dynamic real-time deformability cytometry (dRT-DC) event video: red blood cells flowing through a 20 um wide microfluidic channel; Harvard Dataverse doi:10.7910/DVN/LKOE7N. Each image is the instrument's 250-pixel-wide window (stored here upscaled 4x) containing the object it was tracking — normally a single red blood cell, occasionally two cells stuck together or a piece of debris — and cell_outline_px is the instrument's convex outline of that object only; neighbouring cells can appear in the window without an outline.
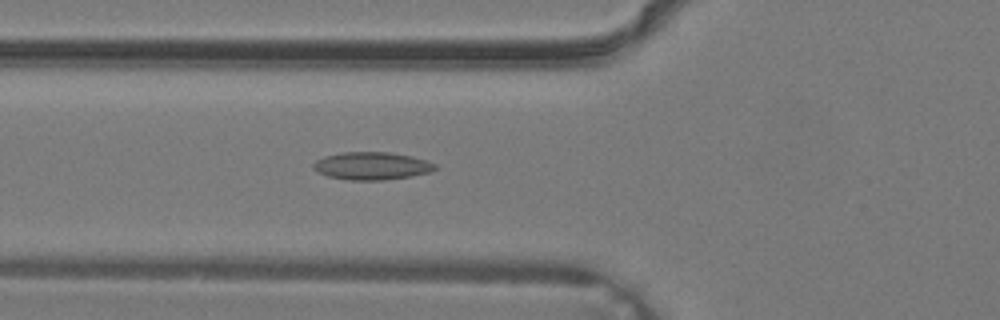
{"species": "common noctule bat (a hibernating species)", "species_latin": "Nyctalus noctula", "temperature_condition": "warm", "stored_images_in_passage": 37, "camera_frame_rate_fps": 3000, "um_per_image_px": 0.085, "animal": {"sex": "male", "body_mass_g": 19.2, "forearm_length_mm": 51.8}, "frame": {"image": 1, "passage_image": 14, "time_ms": 4.333, "image_size_px": [1000, 320], "cell_outline_px": [[440, 168], [432, 172], [412, 176], [384, 180], [348, 180], [328, 176], [316, 172], [312, 168], [312, 164], [316, 160], [324, 156], [344, 152], [388, 152], [412, 156], [436, 164]], "centroid_in_image_um": [31.61, 14.11], "position_along_channel_um": 94.2, "area_um2": 19.88}}
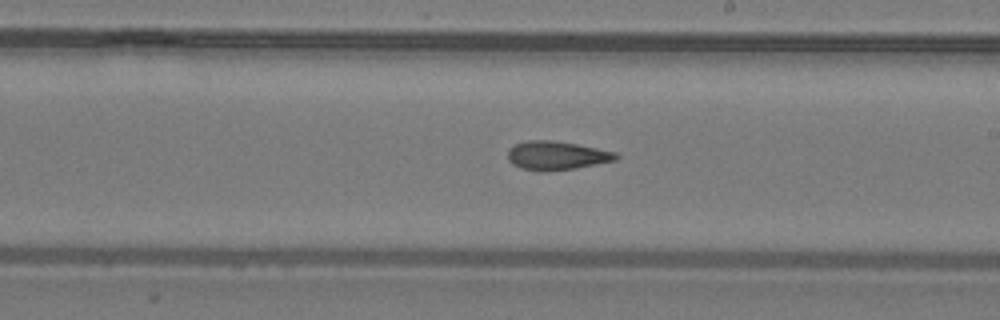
{"frame": {"image": 2, "passage_image": 22, "time_ms": 7.0, "image_size_px": [1000, 320], "cell_outline_px": [[620, 156], [616, 160], [576, 168], [544, 172], [540, 172], [520, 168], [512, 164], [508, 160], [508, 148], [516, 144], [528, 140], [552, 140], [576, 144], [616, 152]], "centroid_in_image_um": [47.29, 13.23], "position_along_channel_um": 241.7, "area_um2": 18.21}}
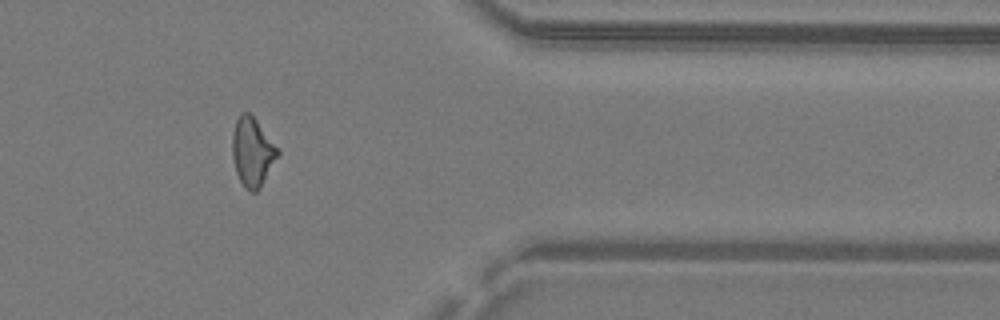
{"frame": {"image": 3, "passage_image": 31, "time_ms": 10.0, "image_size_px": [1000, 320], "cell_outline_px": [[280, 152], [260, 188], [256, 192], [252, 192], [244, 188], [236, 172], [232, 156], [232, 132], [236, 120], [240, 112], [248, 112], [256, 120], [280, 148]], "centroid_in_image_um": [21.45, 12.9], "position_along_channel_um": 389.9, "area_um2": 18.32}}